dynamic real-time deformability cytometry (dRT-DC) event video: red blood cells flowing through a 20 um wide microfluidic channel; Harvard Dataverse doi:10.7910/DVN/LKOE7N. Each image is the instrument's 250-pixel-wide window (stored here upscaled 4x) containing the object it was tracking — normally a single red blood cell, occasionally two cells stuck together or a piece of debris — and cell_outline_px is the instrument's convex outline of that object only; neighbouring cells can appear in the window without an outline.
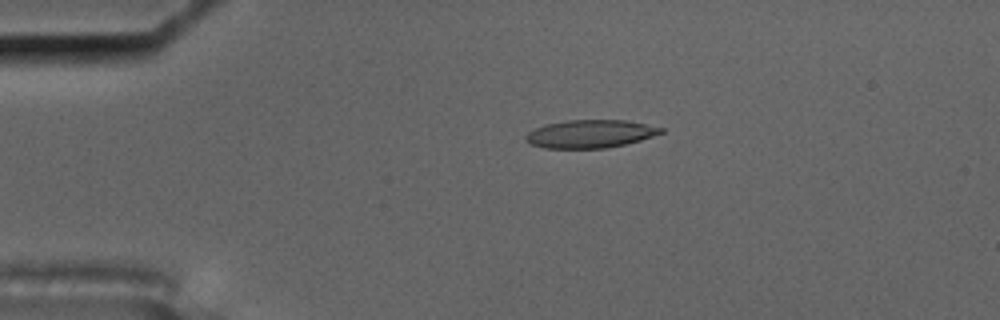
{"species": "common noctule bat (a hibernating species)", "species_latin": "Nyctalus noctula", "temperature_condition": "cold", "stored_images_in_passage": 6, "camera_frame_rate_fps": 3000, "um_per_image_px": 0.085, "animal": {"sex": "male", "body_mass_g": 17.5, "forearm_length_mm": 52.3}, "frame": {"image": 1, "passage_image": 4, "time_ms": 3.667, "image_size_px": [1000, 320], "cell_outline_px": [[664, 132], [640, 140], [624, 144], [604, 148], [544, 148], [528, 144], [524, 140], [524, 136], [528, 132], [544, 124], [568, 120], [624, 120], [664, 128]], "centroid_in_image_um": [50.1, 11.38], "position_along_channel_um": 34.9, "area_um2": 22.02}}